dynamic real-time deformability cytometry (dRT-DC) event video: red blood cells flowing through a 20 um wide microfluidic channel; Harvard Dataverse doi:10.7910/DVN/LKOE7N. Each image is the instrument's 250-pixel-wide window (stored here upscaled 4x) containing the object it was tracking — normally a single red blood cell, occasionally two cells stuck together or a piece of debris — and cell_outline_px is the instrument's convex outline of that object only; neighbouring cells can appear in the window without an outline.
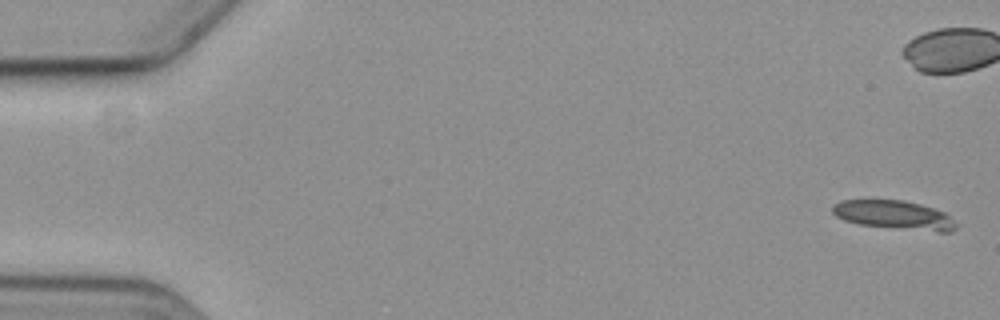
{"species": "common noctule bat (a hibernating species)", "species_latin": "Nyctalus noctula", "temperature_condition": "cold", "stored_images_in_passage": 4, "camera_frame_rate_fps": 3000, "um_per_image_px": 0.085, "animal": {"sex": "female", "body_mass_g": 19.3, "forearm_length_mm": 54.1}, "frame": {"image": 1, "passage_image": 1, "time_ms": 0.0, "image_size_px": [1000, 320], "cell_outline_px": [[956, 228], [952, 232], [940, 232], [860, 224], [844, 220], [836, 216], [832, 212], [832, 208], [840, 200], [904, 200], [920, 204], [944, 212], [956, 224]], "centroid_in_image_um": [76.0, 18.27], "position_along_channel_um": 9.0, "area_um2": 20.4}}